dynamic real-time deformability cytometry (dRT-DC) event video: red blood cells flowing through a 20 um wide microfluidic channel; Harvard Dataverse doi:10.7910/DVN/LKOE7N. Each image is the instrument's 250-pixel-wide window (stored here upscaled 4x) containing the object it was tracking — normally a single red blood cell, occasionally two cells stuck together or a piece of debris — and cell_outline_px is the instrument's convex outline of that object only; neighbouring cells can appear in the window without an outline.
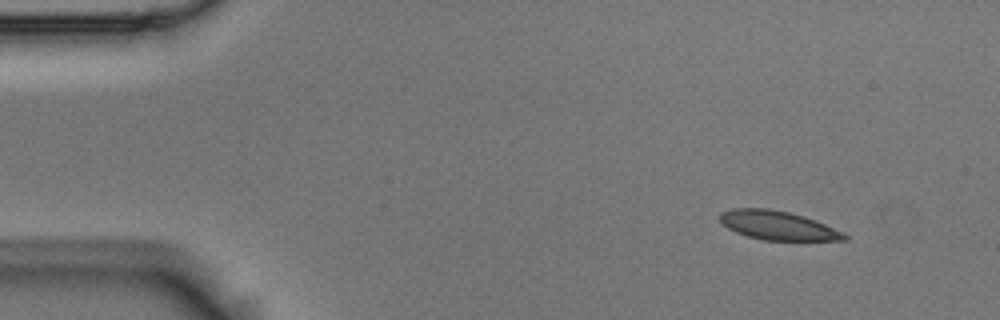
{"species": "Egyptian fruit bat (a non-hibernating species)", "species_latin": "Rousettus aegyptiacus", "temperature_condition": "room temperature", "stored_images_in_passage": 5, "camera_frame_rate_fps": 3000, "um_per_image_px": 0.085, "animal": {"sex": "male"}, "frame": {"image": 1, "passage_image": 1, "time_ms": 0.0, "image_size_px": [1000, 320], "cell_outline_px": [[848, 240], [764, 240], [748, 236], [736, 232], [728, 228], [720, 220], [720, 212], [732, 208], [768, 208], [788, 212], [804, 216], [844, 232], [848, 236]], "centroid_in_image_um": [66.11, 19.16], "position_along_channel_um": 18.9, "area_um2": 20.81}}
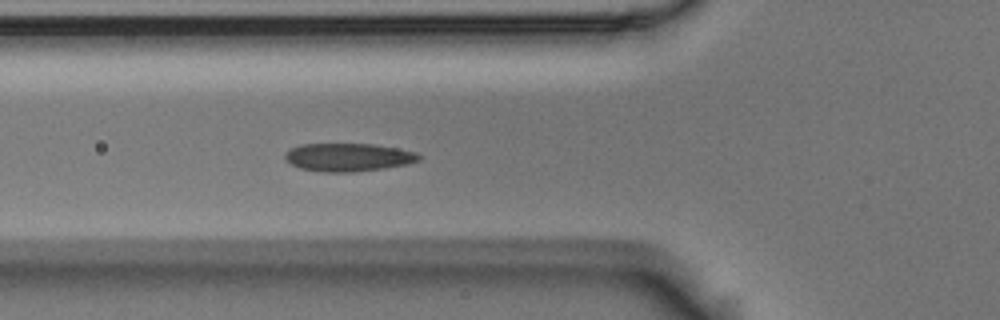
{"frame": {"image": 2, "passage_image": 5, "time_ms": 1.333, "image_size_px": [1000, 320], "cell_outline_px": [[420, 160], [408, 164], [384, 168], [356, 172], [324, 172], [300, 168], [284, 160], [284, 152], [288, 148], [300, 144], [372, 144], [396, 148], [416, 152], [420, 156]], "centroid_in_image_um": [29.55, 13.36], "position_along_channel_um": 96.2, "area_um2": 22.08}}